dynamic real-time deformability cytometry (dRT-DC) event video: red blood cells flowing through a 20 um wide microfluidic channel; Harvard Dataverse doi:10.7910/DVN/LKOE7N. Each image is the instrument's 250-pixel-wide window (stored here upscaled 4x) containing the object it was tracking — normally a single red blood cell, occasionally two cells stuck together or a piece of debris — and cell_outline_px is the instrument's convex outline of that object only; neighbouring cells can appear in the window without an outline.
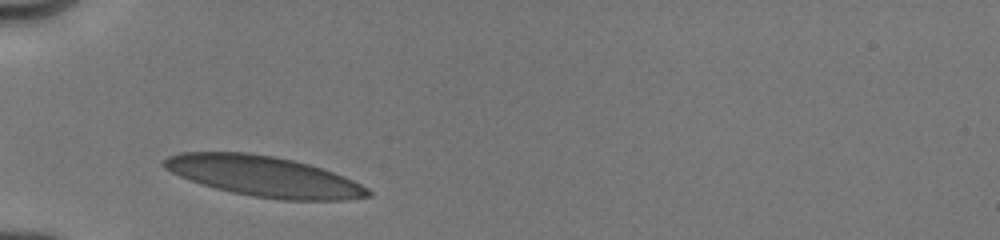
{"species": "human", "species_latin": "Homo sapiens", "temperature_condition": "cold", "stored_images_in_passage": 2, "camera_frame_rate_fps": 3000, "um_per_image_px": 0.085, "donor": {"sex": "male"}, "frame": {"image": 1, "passage_image": 1, "time_ms": 0.0, "image_size_px": [1000, 240], "cell_outline_px": [[372, 196], [348, 200], [284, 200], [252, 196], [232, 192], [200, 184], [188, 180], [164, 168], [160, 164], [160, 160], [168, 156], [180, 152], [248, 152], [276, 156], [308, 164], [344, 176], [368, 188], [372, 192]], "centroid_in_image_um": [22.4, 14.98], "position_along_channel_um": 62.6, "area_um2": 48.26}}